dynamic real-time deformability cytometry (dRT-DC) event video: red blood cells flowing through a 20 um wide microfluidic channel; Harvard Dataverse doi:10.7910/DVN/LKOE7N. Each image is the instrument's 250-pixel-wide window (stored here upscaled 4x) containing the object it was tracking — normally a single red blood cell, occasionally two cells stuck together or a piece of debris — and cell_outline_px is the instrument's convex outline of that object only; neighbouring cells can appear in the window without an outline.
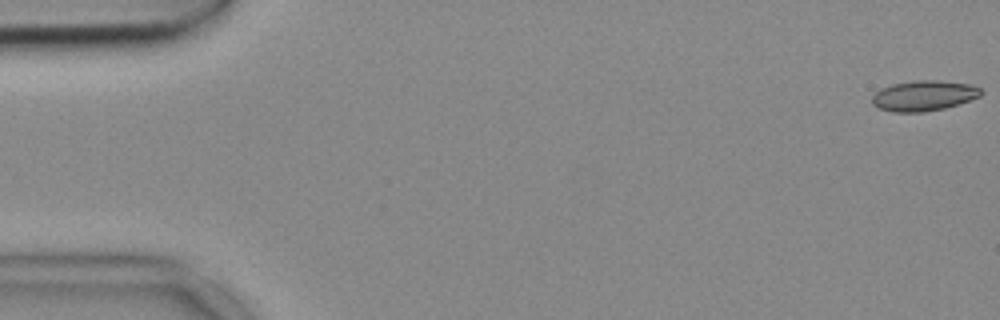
{"species": "common noctule bat (a hibernating species)", "species_latin": "Nyctalus noctula", "temperature_condition": "cold", "stored_images_in_passage": 10, "camera_frame_rate_fps": 3000, "um_per_image_px": 0.085, "animal": {"sex": "female", "body_mass_g": 18.4}, "frame": {"image": 1, "passage_image": 1, "time_ms": 0.0, "image_size_px": [1000, 320], "cell_outline_px": [[984, 92], [980, 96], [944, 108], [924, 112], [892, 112], [880, 108], [872, 104], [872, 96], [876, 92], [892, 84], [916, 80], [936, 80], [968, 84], [980, 88]], "centroid_in_image_um": [78.51, 8.13], "position_along_channel_um": 6.5, "area_um2": 19.02}}